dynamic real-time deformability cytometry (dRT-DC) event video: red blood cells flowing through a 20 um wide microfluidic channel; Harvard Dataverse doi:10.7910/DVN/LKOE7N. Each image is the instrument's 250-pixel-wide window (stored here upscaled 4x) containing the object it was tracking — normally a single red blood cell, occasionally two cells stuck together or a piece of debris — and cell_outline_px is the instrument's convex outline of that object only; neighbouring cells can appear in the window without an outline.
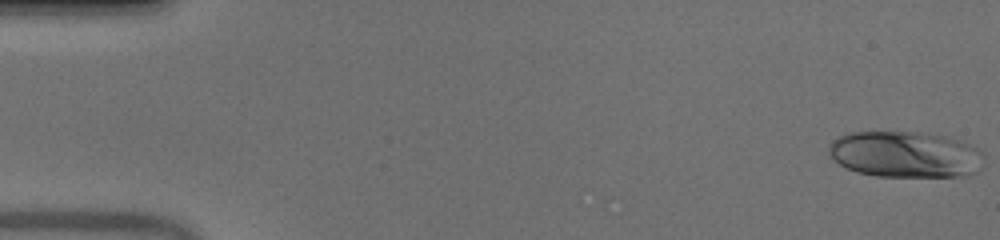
{"species": "human", "species_latin": "Homo sapiens", "temperature_condition": "warm", "stored_images_in_passage": 51, "camera_frame_rate_fps": 3000, "um_per_image_px": 0.085, "donor": {"sex": "male"}, "frame": {"image": 1, "passage_image": 1, "time_ms": 0.0, "image_size_px": [1000, 240], "cell_outline_px": [[984, 164], [976, 172], [964, 176], [876, 176], [856, 172], [844, 168], [828, 152], [828, 144], [832, 140], [848, 132], [916, 132], [944, 136], [960, 140], [980, 148], [984, 152]], "centroid_in_image_um": [76.98, 13.12], "position_along_channel_um": 8.0, "area_um2": 42.19}}
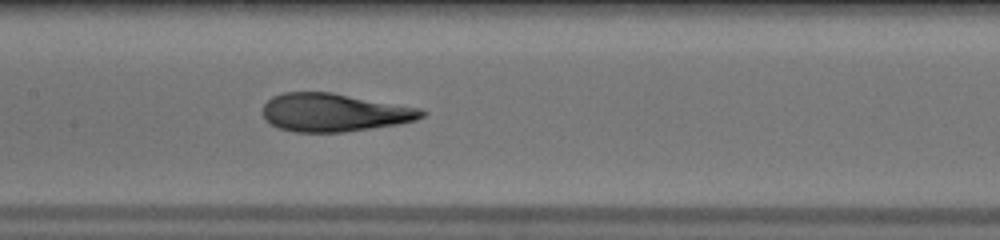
{"frame": {"image": 2, "passage_image": 25, "time_ms": 8.0, "image_size_px": [1000, 240], "cell_outline_px": [[428, 112], [424, 116], [416, 120], [396, 124], [344, 132], [296, 132], [280, 128], [264, 120], [264, 104], [272, 96], [284, 92], [332, 92], [420, 108]], "centroid_in_image_um": [28.41, 9.55], "position_along_channel_um": 179.0, "area_um2": 35.2}}
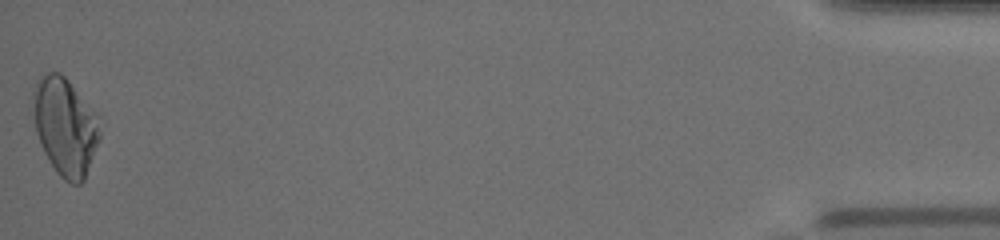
{"frame": {"image": 3, "passage_image": 51, "time_ms": 16.667, "image_size_px": [1000, 240], "cell_outline_px": [[100, 140], [84, 180], [80, 184], [72, 184], [64, 180], [56, 172], [48, 160], [40, 144], [36, 132], [32, 92], [36, 80], [40, 76], [48, 72], [60, 72], [68, 80], [100, 116]], "centroid_in_image_um": [5.55, 10.75], "position_along_channel_um": 429.6, "area_um2": 38.38}}